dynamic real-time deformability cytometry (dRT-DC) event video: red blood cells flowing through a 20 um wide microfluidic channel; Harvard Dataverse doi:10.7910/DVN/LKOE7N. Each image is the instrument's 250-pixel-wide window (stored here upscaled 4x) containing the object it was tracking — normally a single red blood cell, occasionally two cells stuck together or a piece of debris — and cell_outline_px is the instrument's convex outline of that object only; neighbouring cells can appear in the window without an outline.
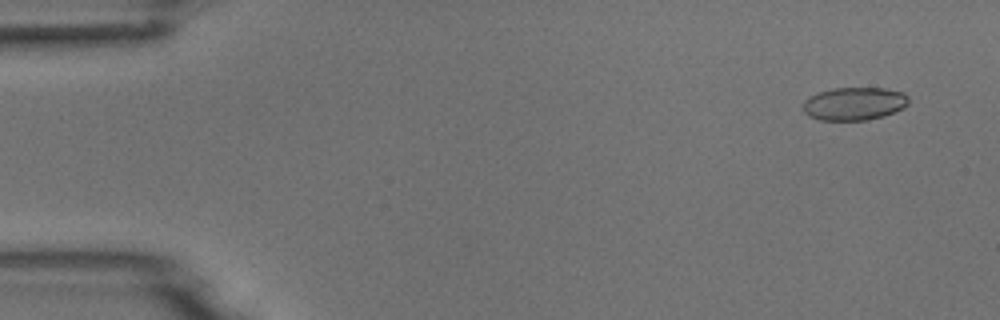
{"species": "common noctule bat (a hibernating species)", "species_latin": "Nyctalus noctula", "temperature_condition": "room temperature", "stored_images_in_passage": 5, "camera_frame_rate_fps": 3000, "um_per_image_px": 0.085, "animal": {"sex": "male", "body_mass_g": 18.8}, "frame": {"image": 1, "passage_image": 2, "time_ms": 1.0, "image_size_px": [1000, 320], "cell_outline_px": [[908, 104], [904, 108], [884, 116], [868, 120], [820, 120], [808, 116], [804, 112], [804, 100], [820, 92], [832, 88], [884, 88], [904, 92], [908, 96]], "centroid_in_image_um": [72.64, 8.82], "position_along_channel_um": 12.4, "area_um2": 20.35}}
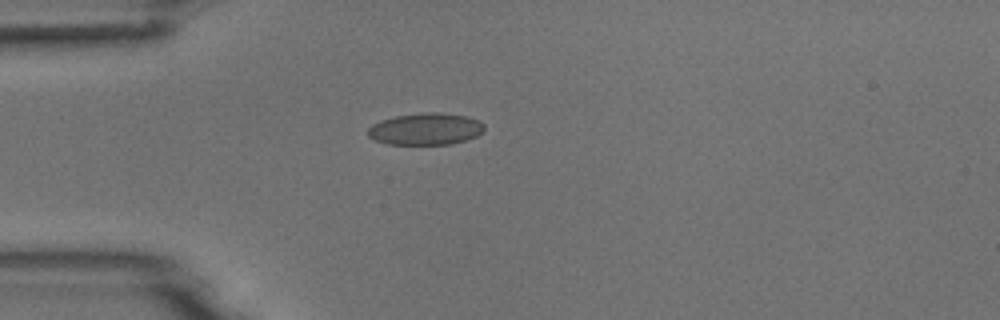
{"frame": {"image": 2, "passage_image": 5, "time_ms": 4.667, "image_size_px": [1000, 320], "cell_outline_px": [[484, 132], [476, 136], [452, 144], [388, 144], [376, 140], [368, 136], [368, 128], [372, 124], [380, 120], [396, 116], [424, 112], [436, 112], [468, 116], [480, 120], [484, 124]], "centroid_in_image_um": [36.2, 10.95], "position_along_channel_um": 48.8, "area_um2": 21.68}}